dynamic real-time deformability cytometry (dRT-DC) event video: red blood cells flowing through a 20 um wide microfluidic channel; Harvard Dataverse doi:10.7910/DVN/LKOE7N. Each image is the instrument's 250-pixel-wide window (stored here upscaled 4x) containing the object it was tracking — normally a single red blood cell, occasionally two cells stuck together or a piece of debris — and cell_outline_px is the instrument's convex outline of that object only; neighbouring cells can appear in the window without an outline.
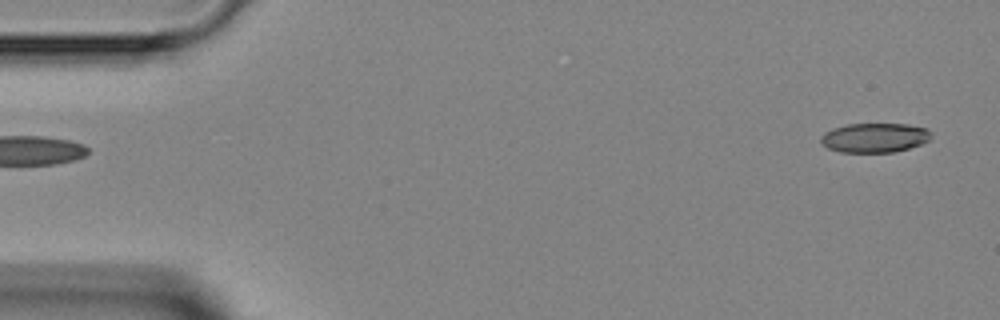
{"species": "Egyptian fruit bat (a non-hibernating species)", "species_latin": "Rousettus aegyptiacus", "temperature_condition": "room temperature", "stored_images_in_passage": 5, "segment_of_instrument_passage": [1, 2], "camera_frame_rate_fps": 3000, "um_per_image_px": 0.085, "animal": {"sex": "female"}, "frame": {"image": 1, "passage_image": 1, "time_ms": 0.0, "image_size_px": [1000, 320], "cell_outline_px": [[932, 136], [928, 140], [920, 144], [908, 148], [892, 152], [840, 152], [828, 148], [820, 140], [820, 136], [824, 132], [832, 128], [848, 124], [908, 124], [928, 128], [932, 132]], "centroid_in_image_um": [74.35, 11.69], "position_along_channel_um": 10.7, "area_um2": 18.96}}
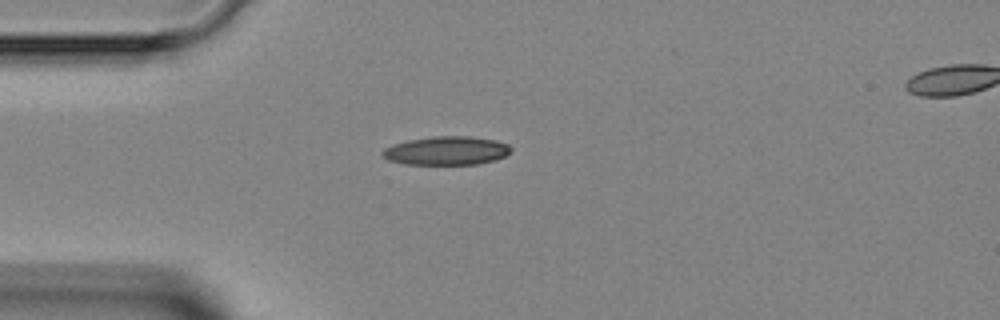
{"frame": {"image": 2, "passage_image": 4, "time_ms": 3.333, "image_size_px": [1000, 320], "cell_outline_px": [[512, 152], [496, 160], [480, 164], [404, 164], [388, 160], [380, 156], [380, 152], [384, 148], [392, 144], [408, 140], [436, 136], [472, 136], [496, 140], [508, 144], [512, 148]], "centroid_in_image_um": [37.95, 12.81], "position_along_channel_um": 47.1, "area_um2": 21.73}}